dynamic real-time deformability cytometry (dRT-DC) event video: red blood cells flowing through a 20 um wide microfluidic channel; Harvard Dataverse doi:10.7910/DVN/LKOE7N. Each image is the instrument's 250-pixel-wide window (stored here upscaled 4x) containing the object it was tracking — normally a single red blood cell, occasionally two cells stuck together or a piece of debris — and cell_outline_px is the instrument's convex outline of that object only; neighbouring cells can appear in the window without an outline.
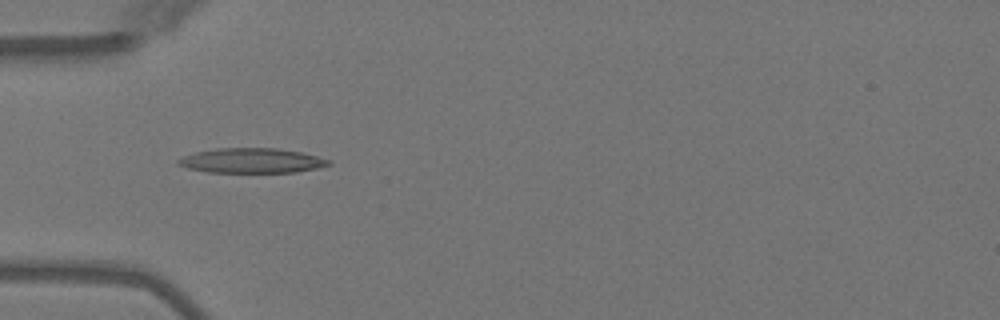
{"species": "Egyptian fruit bat (a non-hibernating species)", "species_latin": "Rousettus aegyptiacus", "temperature_condition": "warm", "stored_images_in_passage": 6, "camera_frame_rate_fps": 3000, "um_per_image_px": 0.085, "animal": {"sex": "female"}, "frame": {"image": 1, "passage_image": 3, "time_ms": 3.333, "image_size_px": [1000, 320], "cell_outline_px": [[332, 164], [316, 168], [296, 172], [208, 172], [188, 168], [176, 164], [176, 160], [184, 156], [196, 152], [216, 148], [276, 148], [300, 152], [316, 156], [328, 160]], "centroid_in_image_um": [21.35, 13.65], "position_along_channel_um": 63.6, "area_um2": 21.56}}
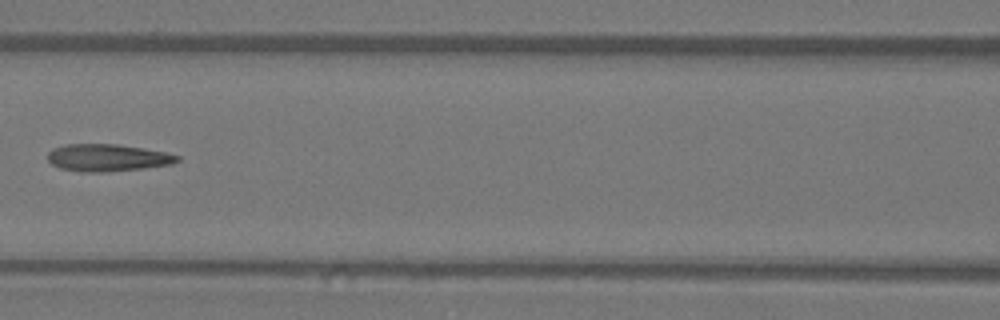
{"frame": {"image": 2, "passage_image": 5, "time_ms": 5.667, "image_size_px": [1000, 320], "cell_outline_px": [[180, 160], [172, 164], [144, 168], [104, 172], [80, 172], [60, 168], [52, 164], [48, 160], [48, 152], [52, 148], [64, 144], [116, 144], [168, 152], [180, 156]], "centroid_in_image_um": [9.14, 13.4], "position_along_channel_um": 157.5, "area_um2": 20.69}}
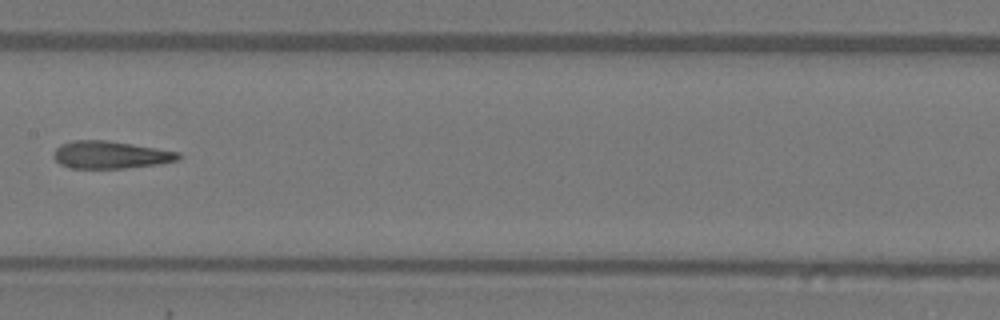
{"frame": {"image": 3, "passage_image": 6, "time_ms": 6.667, "image_size_px": [1000, 320], "cell_outline_px": [[184, 156], [176, 160], [160, 164], [124, 168], [72, 168], [60, 164], [52, 156], [52, 152], [60, 144], [72, 140], [108, 140], [180, 152]], "centroid_in_image_um": [9.38, 13.15], "position_along_channel_um": 198.0, "area_um2": 20.11}}